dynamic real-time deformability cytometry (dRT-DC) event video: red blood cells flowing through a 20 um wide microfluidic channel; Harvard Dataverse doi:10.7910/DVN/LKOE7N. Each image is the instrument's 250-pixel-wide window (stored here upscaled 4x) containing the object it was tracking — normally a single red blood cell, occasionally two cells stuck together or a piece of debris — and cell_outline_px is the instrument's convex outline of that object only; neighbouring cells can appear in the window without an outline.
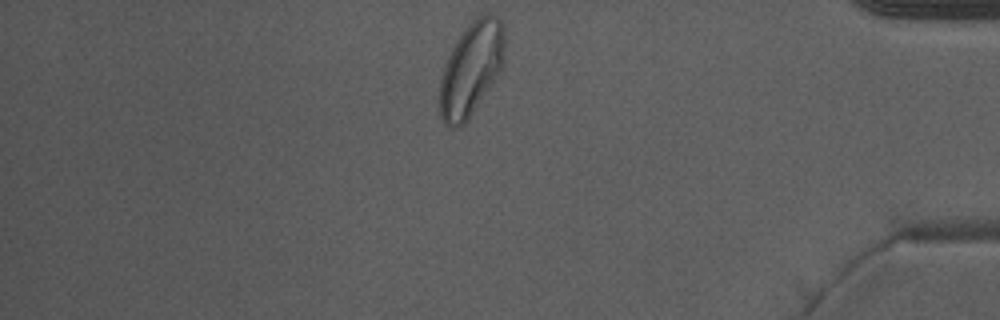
{"species": "Egyptian fruit bat (a non-hibernating species)", "species_latin": "Rousettus aegyptiacus", "temperature_condition": "warm", "stored_images_in_passage": 33, "camera_frame_rate_fps": 3000, "um_per_image_px": 0.085, "animal": {"sex": "male"}, "frame": {"image": 1, "passage_image": 33, "time_ms": 10.667, "image_size_px": [1000, 320], "cell_outline_px": [[504, 60], [500, 72], [468, 120], [460, 128], [452, 128], [444, 124], [440, 116], [440, 80], [444, 64], [456, 40], [464, 28], [480, 12], [492, 12], [504, 24]], "centroid_in_image_um": [40.06, 5.82], "position_along_channel_um": 395.1, "area_um2": 35.95}, "authors_computed_cell_mechanics": {"area_um2": 29.8826, "velocity_mm_per_s": 3.9544, "shape_relaxation_time_tau1_ms": null, "shape_relaxation_time_tau2_ms": 1.0163, "deformation_change_tau1": null, "deformation_change_tau2": 0.0613}}